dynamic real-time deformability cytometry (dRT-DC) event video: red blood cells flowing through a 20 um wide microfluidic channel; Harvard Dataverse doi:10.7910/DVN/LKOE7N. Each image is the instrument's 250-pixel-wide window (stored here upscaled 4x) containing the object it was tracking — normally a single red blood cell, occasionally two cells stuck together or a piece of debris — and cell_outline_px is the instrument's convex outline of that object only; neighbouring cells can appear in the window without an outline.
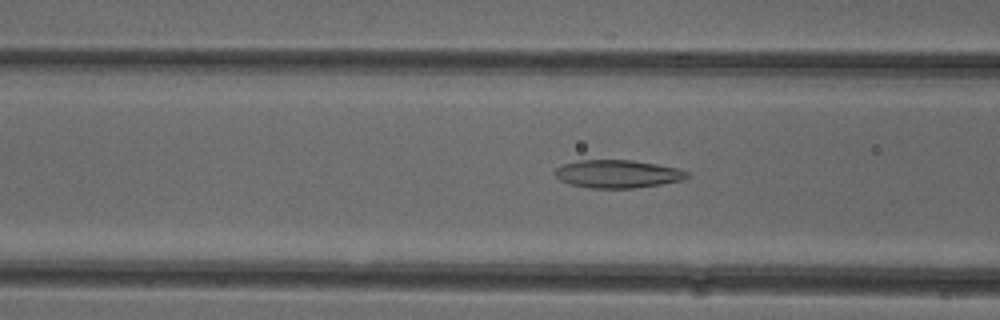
{"species": "common noctule bat (a hibernating species)", "species_latin": "Nyctalus noctula", "temperature_condition": "cold", "stored_images_in_passage": 42, "camera_frame_rate_fps": 3000, "um_per_image_px": 0.085, "animal": {"sex": "female"}, "frame": {"image": 1, "passage_image": 20, "time_ms": 6.333, "image_size_px": [1000, 320], "cell_outline_px": [[688, 176], [680, 180], [660, 184], [632, 188], [588, 188], [568, 184], [560, 180], [556, 176], [556, 168], [564, 164], [576, 160], [632, 160], [680, 168], [688, 172]], "centroid_in_image_um": [52.47, 14.78], "position_along_channel_um": 114.1, "area_um2": 21.44}}
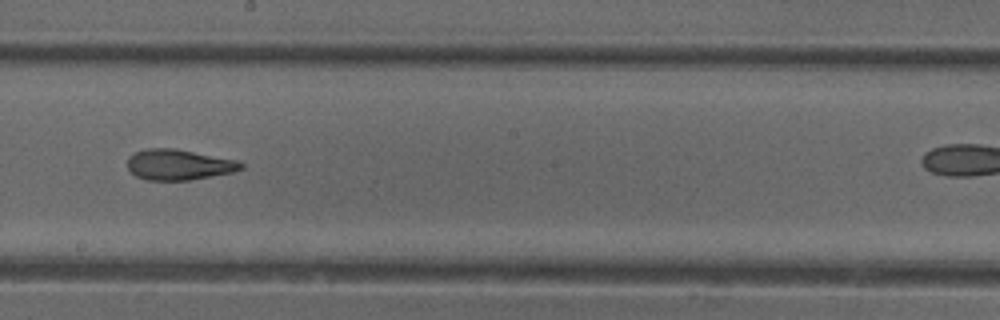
{"frame": {"image": 2, "passage_image": 29, "time_ms": 9.333, "image_size_px": [1000, 320], "cell_outline_px": [[244, 168], [232, 172], [188, 180], [148, 180], [136, 176], [128, 168], [128, 156], [136, 152], [148, 148], [176, 148], [236, 160], [244, 164]], "centroid_in_image_um": [15.19, 13.99], "position_along_channel_um": 233.0, "area_um2": 20.11}}
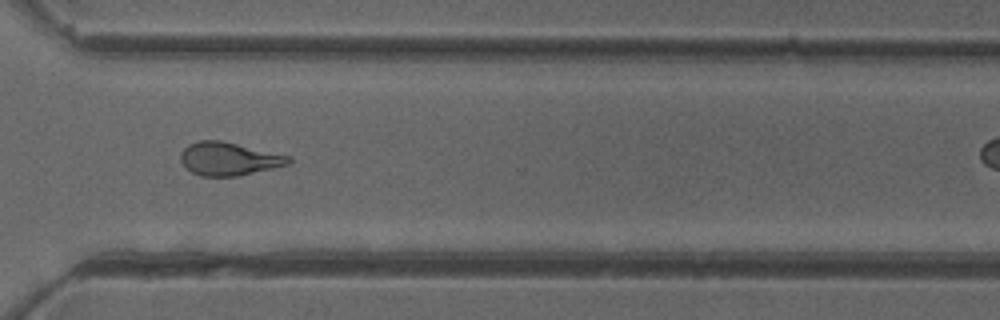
{"frame": {"image": 3, "passage_image": 38, "time_ms": 12.333, "image_size_px": [1000, 320], "cell_outline_px": [[292, 160], [288, 164], [272, 168], [236, 176], [200, 176], [192, 172], [180, 160], [180, 152], [188, 144], [200, 140], [220, 140], [292, 156]], "centroid_in_image_um": [19.44, 13.49], "position_along_channel_um": 351.2, "area_um2": 20.75}}